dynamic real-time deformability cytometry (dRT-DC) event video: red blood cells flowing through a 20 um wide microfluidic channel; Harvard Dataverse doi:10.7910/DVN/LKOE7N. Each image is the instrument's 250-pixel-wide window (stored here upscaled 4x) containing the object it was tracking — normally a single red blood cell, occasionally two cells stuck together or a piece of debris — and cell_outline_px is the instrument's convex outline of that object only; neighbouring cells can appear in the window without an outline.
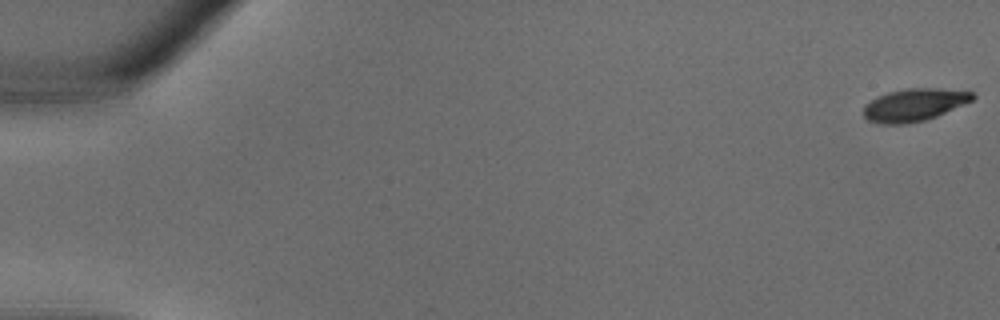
{"species": "common noctule bat (a hibernating species)", "species_latin": "Nyctalus noctula", "temperature_condition": "warm", "stored_images_in_passage": 17, "camera_frame_rate_fps": 3000, "um_per_image_px": 0.085, "animal": {"sex": "male", "body_mass_g": 18.8}, "frame": {"image": 1, "passage_image": 1, "time_ms": 0.0, "image_size_px": [1000, 320], "cell_outline_px": [[976, 96], [972, 100], [936, 116], [924, 120], [904, 124], [880, 124], [868, 120], [864, 116], [864, 104], [876, 96], [888, 92], [908, 88], [940, 88], [972, 92]], "centroid_in_image_um": [77.66, 8.9], "position_along_channel_um": 7.3, "area_um2": 20.58}}
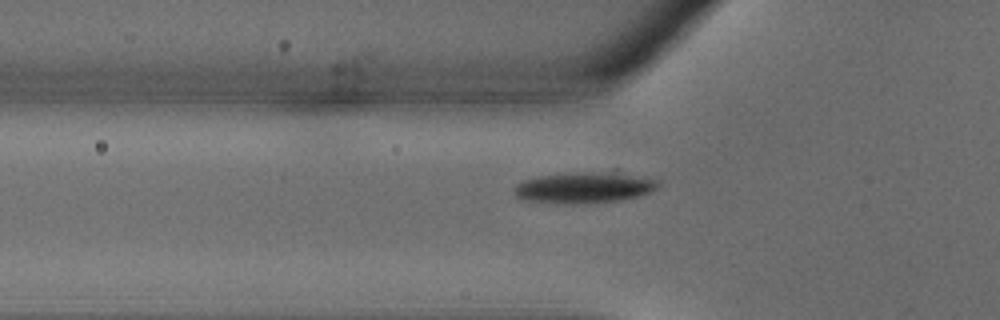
{"frame": {"image": 2, "passage_image": 13, "time_ms": 4.0, "image_size_px": [1000, 320], "cell_outline_px": [[660, 184], [656, 188], [648, 192], [636, 196], [620, 200], [572, 204], [524, 200], [516, 196], [512, 188], [516, 184], [524, 180], [536, 176], [612, 168], [616, 168], [660, 180]], "centroid_in_image_um": [49.74, 15.87], "position_along_channel_um": 76.1, "area_um2": 27.22}}
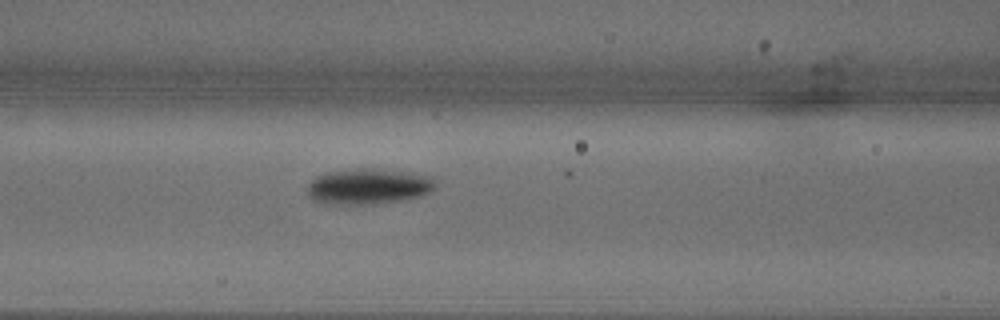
{"frame": {"image": 3, "passage_image": 16, "time_ms": 5.0, "image_size_px": [1000, 320], "cell_outline_px": [[436, 188], [432, 192], [424, 196], [404, 200], [372, 204], [324, 204], [312, 200], [308, 196], [308, 184], [316, 176], [328, 172], [360, 168], [372, 168], [432, 176], [436, 180]], "centroid_in_image_um": [31.34, 15.86], "position_along_channel_um": 135.3, "area_um2": 26.93}}